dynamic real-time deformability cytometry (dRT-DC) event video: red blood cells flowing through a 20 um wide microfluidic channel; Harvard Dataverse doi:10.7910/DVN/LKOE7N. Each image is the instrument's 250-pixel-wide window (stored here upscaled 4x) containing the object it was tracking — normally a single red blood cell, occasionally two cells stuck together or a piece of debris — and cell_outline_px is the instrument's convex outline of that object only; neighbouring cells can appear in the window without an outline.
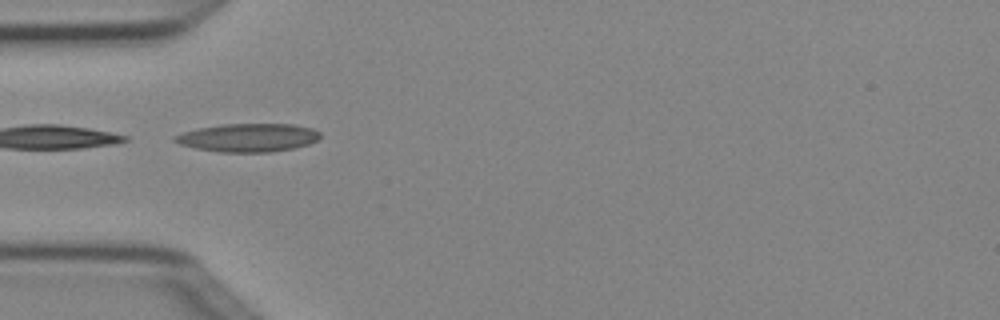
{"species": "Egyptian fruit bat (a non-hibernating species)", "species_latin": "Rousettus aegyptiacus", "temperature_condition": "cold", "stored_images_in_passage": 6, "camera_frame_rate_fps": 3000, "um_per_image_px": 0.085, "animal": {"sex": "female"}, "frame": {"image": 1, "passage_image": 4, "time_ms": 1.0, "image_size_px": [1000, 320], "cell_outline_px": [[320, 136], [316, 140], [308, 144], [292, 148], [268, 152], [220, 152], [196, 148], [180, 144], [172, 140], [172, 136], [184, 132], [200, 128], [224, 124], [292, 124], [312, 128], [320, 132]], "centroid_in_image_um": [21.08, 11.69], "position_along_channel_um": 63.9, "area_um2": 23.76}}
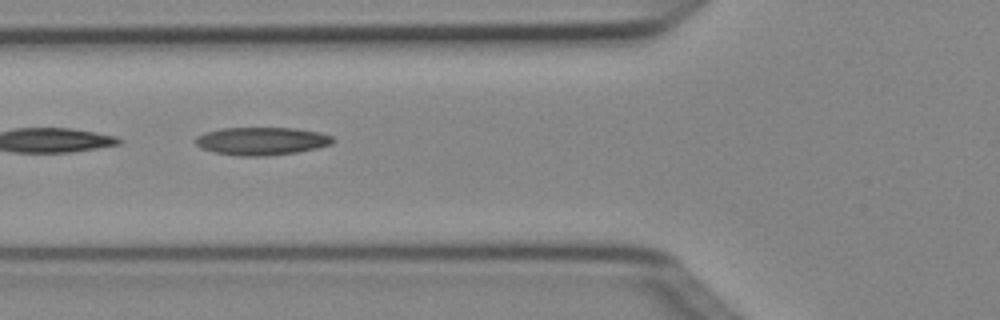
{"frame": {"image": 2, "passage_image": 5, "time_ms": 1.333, "image_size_px": [1000, 320], "cell_outline_px": [[336, 140], [332, 144], [316, 148], [296, 152], [264, 156], [240, 156], [212, 152], [200, 148], [196, 144], [196, 136], [204, 132], [220, 128], [296, 128], [320, 132], [332, 136]], "centroid_in_image_um": [22.23, 11.99], "position_along_channel_um": 103.6, "area_um2": 22.48}}
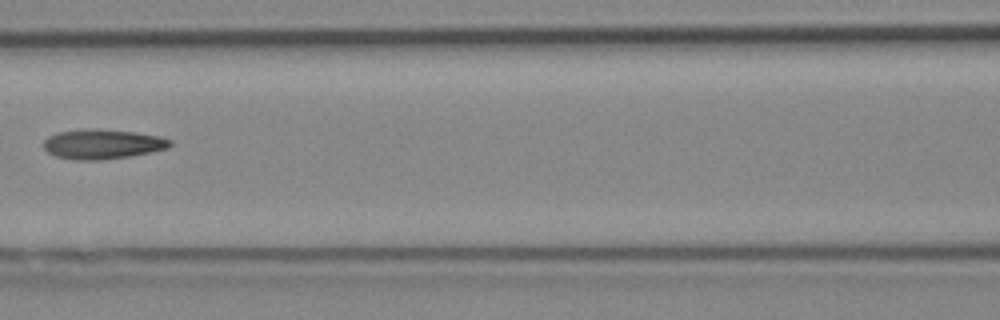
{"frame": {"image": 3, "passage_image": 6, "time_ms": 1.667, "image_size_px": [1000, 320], "cell_outline_px": [[172, 144], [168, 148], [132, 156], [100, 160], [72, 160], [56, 156], [48, 152], [44, 148], [44, 140], [48, 136], [56, 132], [88, 128], [96, 128], [136, 132], [160, 136], [172, 140]], "centroid_in_image_um": [8.71, 12.24], "position_along_channel_um": 157.9, "area_um2": 22.2}}